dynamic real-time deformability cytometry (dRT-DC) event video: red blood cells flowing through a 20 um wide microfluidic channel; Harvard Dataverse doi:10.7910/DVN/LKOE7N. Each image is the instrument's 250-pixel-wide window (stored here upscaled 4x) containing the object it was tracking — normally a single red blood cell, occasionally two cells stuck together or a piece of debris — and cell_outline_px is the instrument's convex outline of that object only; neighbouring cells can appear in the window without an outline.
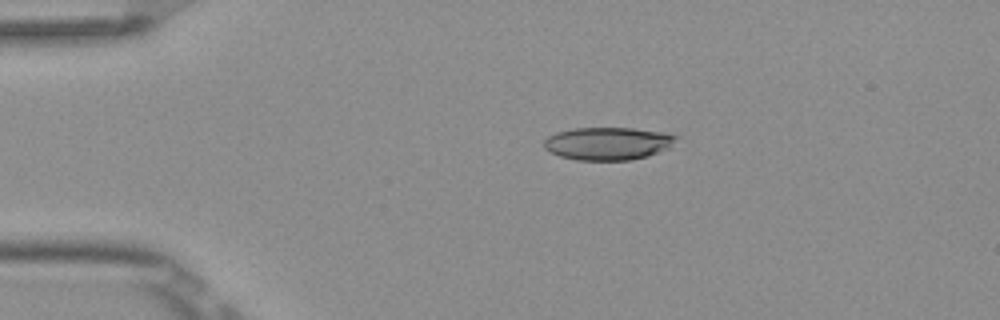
{"species": "Egyptian fruit bat (a non-hibernating species)", "species_latin": "Rousettus aegyptiacus", "temperature_condition": "room temperature", "stored_images_in_passage": 7, "camera_frame_rate_fps": 3000, "um_per_image_px": 0.085, "frame": {"image": 1, "passage_image": 3, "time_ms": 0.667, "image_size_px": [1000, 320], "cell_outline_px": [[680, 136], [668, 148], [660, 152], [648, 156], [632, 160], [576, 160], [560, 156], [544, 148], [544, 140], [548, 136], [556, 132], [572, 128], [632, 128], [668, 132]], "centroid_in_image_um": [51.71, 12.19], "position_along_channel_um": 33.3, "area_um2": 25.49}}
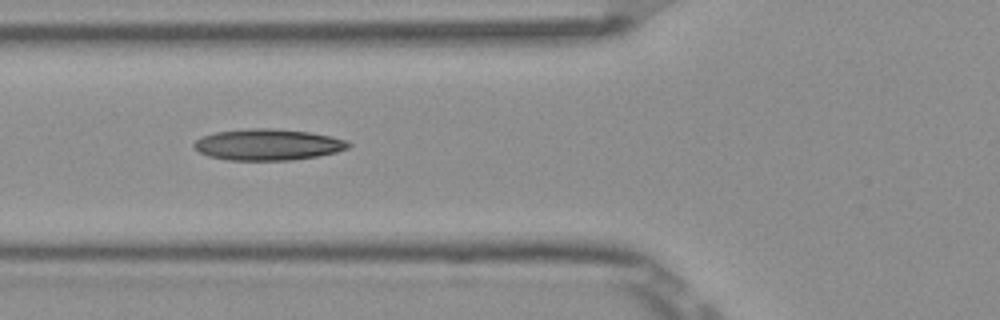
{"frame": {"image": 2, "passage_image": 5, "time_ms": 1.333, "image_size_px": [1000, 320], "cell_outline_px": [[352, 144], [348, 148], [336, 152], [316, 156], [292, 160], [224, 160], [208, 156], [192, 148], [192, 144], [196, 140], [204, 136], [216, 132], [248, 128], [272, 128], [308, 132], [348, 140]], "centroid_in_image_um": [22.74, 12.29], "position_along_channel_um": 103.1, "area_um2": 28.15}}
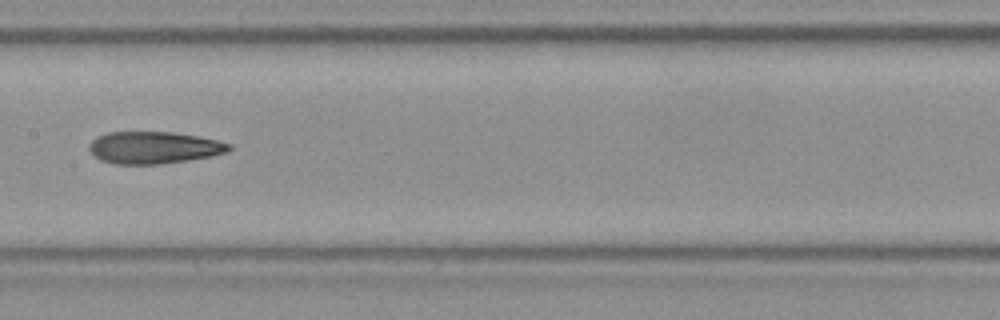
{"frame": {"image": 3, "passage_image": 7, "time_ms": 2.0, "image_size_px": [1000, 320], "cell_outline_px": [[232, 148], [228, 152], [212, 156], [188, 160], [160, 164], [112, 164], [100, 160], [88, 148], [88, 144], [96, 136], [108, 132], [172, 132], [196, 136], [216, 140], [232, 144]], "centroid_in_image_um": [13.07, 12.55], "position_along_channel_um": 194.3, "area_um2": 26.24}}